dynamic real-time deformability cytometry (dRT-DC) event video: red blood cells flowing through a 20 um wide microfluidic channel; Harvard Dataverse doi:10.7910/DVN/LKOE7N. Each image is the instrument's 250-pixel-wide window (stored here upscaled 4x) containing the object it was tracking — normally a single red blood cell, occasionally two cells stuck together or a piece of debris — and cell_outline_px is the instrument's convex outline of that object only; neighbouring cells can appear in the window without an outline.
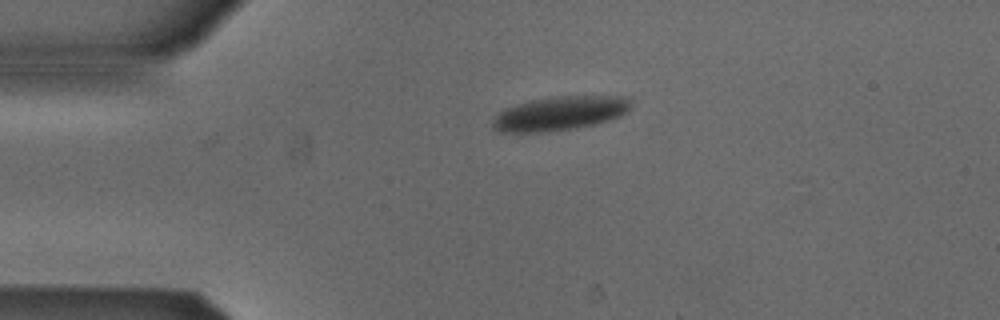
{"species": "Egyptian fruit bat (a non-hibernating species)", "species_latin": "Rousettus aegyptiacus", "temperature_condition": "cold", "stored_images_in_passage": 2, "camera_frame_rate_fps": 3000, "um_per_image_px": 0.085, "animal": {"sex": "male"}, "frame": {"image": 1, "passage_image": 2, "time_ms": 0.333, "image_size_px": [1000, 320], "cell_outline_px": [[632, 104], [628, 112], [620, 116], [596, 124], [576, 128], [548, 132], [496, 132], [492, 128], [492, 120], [504, 108], [516, 104], [532, 100], [552, 96], [632, 96]], "centroid_in_image_um": [47.62, 9.63], "position_along_channel_um": 37.4, "area_um2": 27.86}}